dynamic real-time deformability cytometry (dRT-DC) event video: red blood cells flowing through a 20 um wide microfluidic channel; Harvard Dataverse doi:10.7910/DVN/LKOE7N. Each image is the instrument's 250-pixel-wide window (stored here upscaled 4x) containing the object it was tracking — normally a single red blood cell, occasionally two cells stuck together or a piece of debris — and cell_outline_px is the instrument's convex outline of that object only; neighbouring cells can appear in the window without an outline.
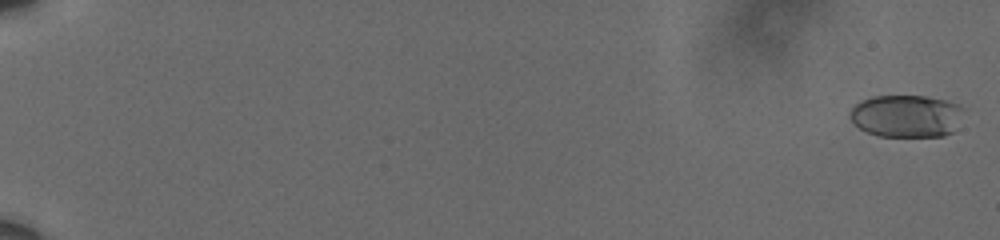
{"species": "human", "species_latin": "Homo sapiens", "temperature_condition": "cold", "stored_images_in_passage": 62, "camera_frame_rate_fps": 3000, "um_per_image_px": 0.085, "donor": {"sex": "male"}, "frame": {"image": 1, "passage_image": 2, "time_ms": 0.333, "image_size_px": [1000, 240], "cell_outline_px": [[960, 108], [952, 132], [944, 136], [880, 136], [868, 132], [852, 124], [848, 116], [848, 112], [860, 100], [872, 96], [924, 96], [944, 100], [960, 104]], "centroid_in_image_um": [76.92, 9.85], "position_along_channel_um": 8.1, "area_um2": 27.74}}
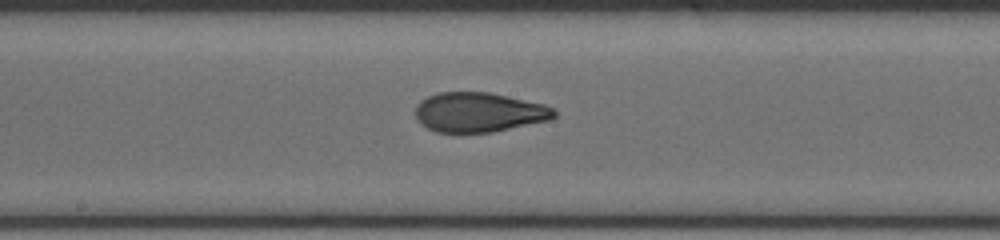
{"frame": {"image": 2, "passage_image": 37, "time_ms": 12.0, "image_size_px": [1000, 240], "cell_outline_px": [[556, 116], [548, 120], [492, 132], [436, 132], [420, 124], [416, 120], [416, 104], [420, 100], [436, 92], [488, 92], [544, 104], [556, 108]], "centroid_in_image_um": [40.68, 9.53], "position_along_channel_um": 207.5, "area_um2": 32.08}}
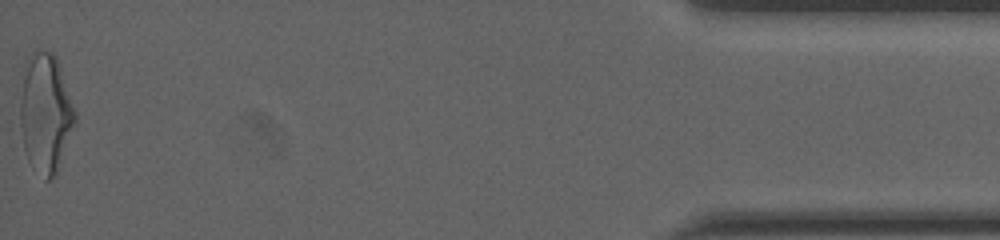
{"frame": {"image": 3, "passage_image": 62, "time_ms": 20.333, "image_size_px": [1000, 240], "cell_outline_px": [[76, 124], [56, 176], [48, 180], [44, 180], [32, 168], [28, 160], [24, 148], [20, 124], [20, 104], [24, 76], [32, 52], [36, 48], [52, 52], [56, 56], [76, 112]], "centroid_in_image_um": [3.9, 9.69], "position_along_channel_um": 431.3, "area_um2": 38.15}, "authors_computed_cell_mechanics": {"area_um2": 31.9634, "velocity_mm_per_s": 3.6268, "shape_relaxation_time_tau1_ms": 5.4633, "shape_relaxation_time_tau2_ms": 1.2792, "deformation_change_tau1": 0.1784, "deformation_change_tau2": 0.0825}}